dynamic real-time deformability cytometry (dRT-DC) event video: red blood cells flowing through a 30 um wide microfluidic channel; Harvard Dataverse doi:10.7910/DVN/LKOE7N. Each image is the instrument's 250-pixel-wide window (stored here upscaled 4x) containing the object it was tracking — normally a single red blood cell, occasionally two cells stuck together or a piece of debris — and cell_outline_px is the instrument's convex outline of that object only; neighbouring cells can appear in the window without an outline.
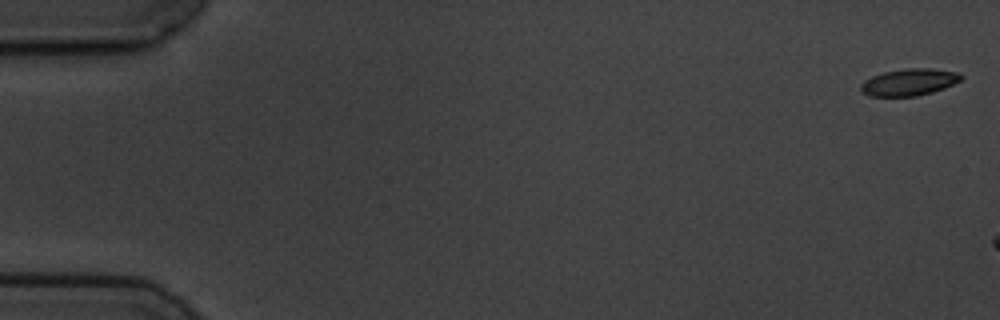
{"species": "common noctule bat (a hibernating species)", "species_latin": "Nyctalus noctula", "temperature_condition": "cold", "stored_images_in_passage": 3, "camera_frame_rate_fps": 3000, "um_per_image_px": 0.085, "animal": {"sex": "male", "body_mass_g": 19.5, "forearm_length_mm": 54.6}, "frame": {"image": 1, "passage_image": 1, "time_ms": 0.0, "image_size_px": [1000, 320], "cell_outline_px": [[964, 76], [960, 80], [944, 88], [932, 92], [916, 96], [868, 96], [860, 88], [860, 84], [864, 80], [872, 76], [884, 72], [908, 68], [932, 68], [960, 72]], "centroid_in_image_um": [77.29, 6.97], "position_along_channel_um": 7.7, "area_um2": 15.72}}